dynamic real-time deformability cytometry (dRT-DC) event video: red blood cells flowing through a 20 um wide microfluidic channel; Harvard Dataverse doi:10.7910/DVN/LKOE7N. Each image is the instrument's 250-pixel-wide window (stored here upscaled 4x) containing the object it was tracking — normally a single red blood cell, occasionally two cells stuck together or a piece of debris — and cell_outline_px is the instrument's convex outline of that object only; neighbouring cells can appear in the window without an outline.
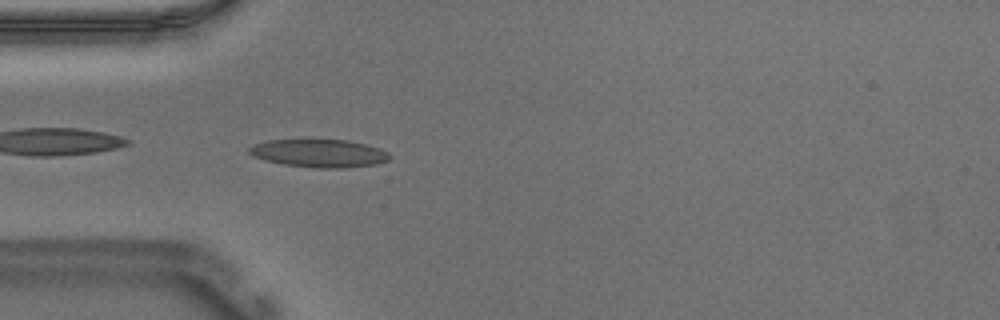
{"species": "Egyptian fruit bat (a non-hibernating species)", "species_latin": "Rousettus aegyptiacus", "temperature_condition": "warm", "stored_images_in_passage": 39, "camera_frame_rate_fps": 3000, "um_per_image_px": 0.085, "animal": {"sex": "male"}, "frame": {"image": 1, "passage_image": 1, "time_ms": 0.0, "image_size_px": [1000, 320], "cell_outline_px": [[392, 156], [388, 160], [376, 164], [344, 168], [316, 168], [284, 164], [264, 160], [248, 152], [248, 148], [252, 144], [268, 140], [300, 136], [304, 136], [348, 140], [380, 148], [388, 152]], "centroid_in_image_um": [27.08, 12.96], "position_along_channel_um": 57.9, "area_um2": 24.04}}
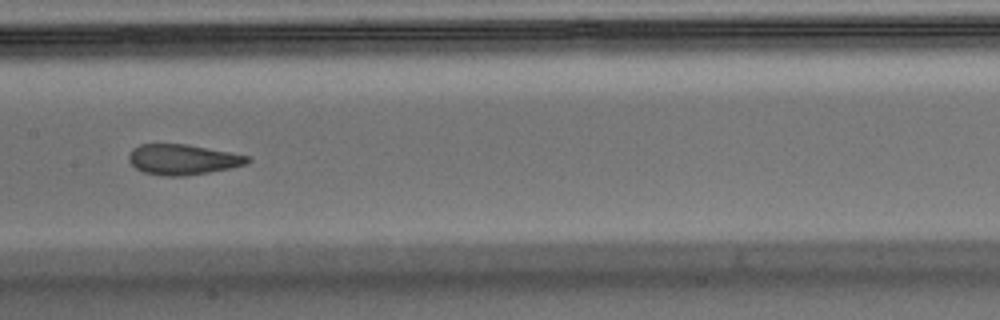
{"frame": {"image": 2, "passage_image": 12, "time_ms": 3.667, "image_size_px": [1000, 320], "cell_outline_px": [[252, 160], [248, 164], [232, 168], [184, 176], [164, 176], [144, 172], [136, 168], [128, 160], [128, 156], [132, 148], [140, 144], [188, 144], [252, 156]], "centroid_in_image_um": [15.58, 13.55], "position_along_channel_um": 191.8, "area_um2": 21.27}}
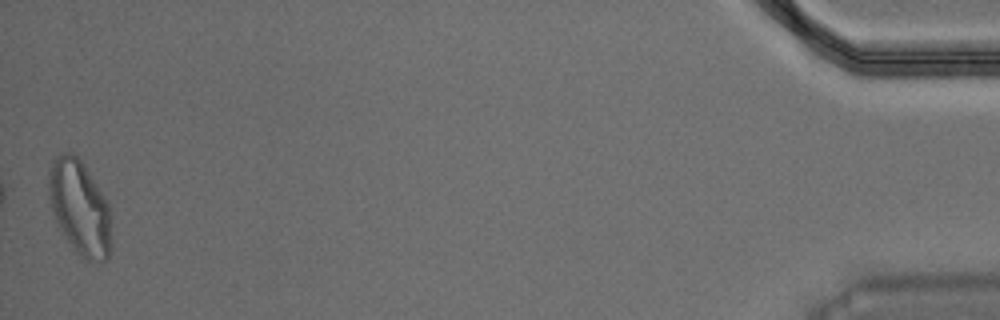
{"frame": {"image": 3, "passage_image": 39, "time_ms": 12.667, "image_size_px": [1000, 320], "cell_outline_px": [[112, 252], [108, 260], [84, 260], [76, 252], [56, 224], [48, 200], [48, 168], [52, 160], [56, 156], [64, 152], [72, 152], [80, 160], [104, 196], [108, 204]], "centroid_in_image_um": [6.74, 17.66], "position_along_channel_um": 428.5, "area_um2": 34.68}, "authors_computed_cell_mechanics": {"area_um2": 22.0796, "velocity_mm_per_s": 3.6863, "shape_relaxation_time_tau1_ms": null, "shape_relaxation_time_tau2_ms": 1.1907, "deformation_change_tau1": null, "deformation_change_tau2": 0.0932}}